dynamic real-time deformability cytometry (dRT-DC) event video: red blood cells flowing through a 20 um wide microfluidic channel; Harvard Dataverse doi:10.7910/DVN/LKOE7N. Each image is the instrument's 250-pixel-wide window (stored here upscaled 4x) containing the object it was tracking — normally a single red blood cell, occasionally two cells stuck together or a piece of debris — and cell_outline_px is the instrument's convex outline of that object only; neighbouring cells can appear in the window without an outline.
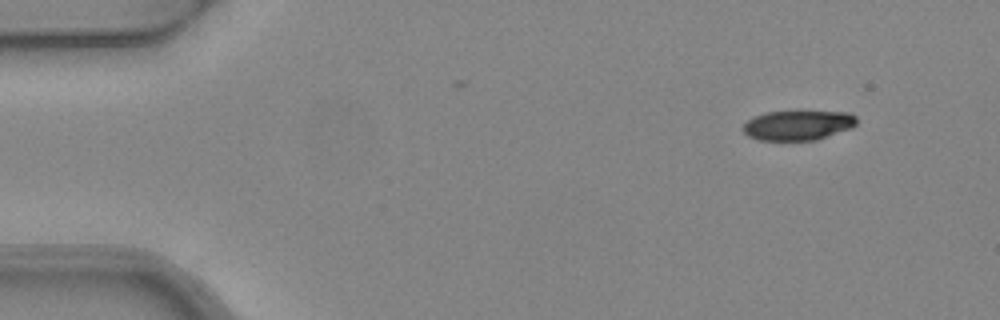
{"species": "common noctule bat (a hibernating species)", "species_latin": "Nyctalus noctula", "temperature_condition": "warm", "stored_images_in_passage": 4, "camera_frame_rate_fps": 3000, "um_per_image_px": 0.085, "animal": {"sex": "female", "body_mass_g": 24.6, "forearm_length_mm": 56.2}, "frame": {"image": 1, "passage_image": 1, "time_ms": 0.0, "image_size_px": [1000, 320], "cell_outline_px": [[856, 124], [852, 128], [816, 140], [756, 140], [748, 136], [744, 132], [744, 124], [752, 116], [764, 112], [848, 112], [856, 116]], "centroid_in_image_um": [67.81, 10.65], "position_along_channel_um": 17.2, "area_um2": 19.65}}
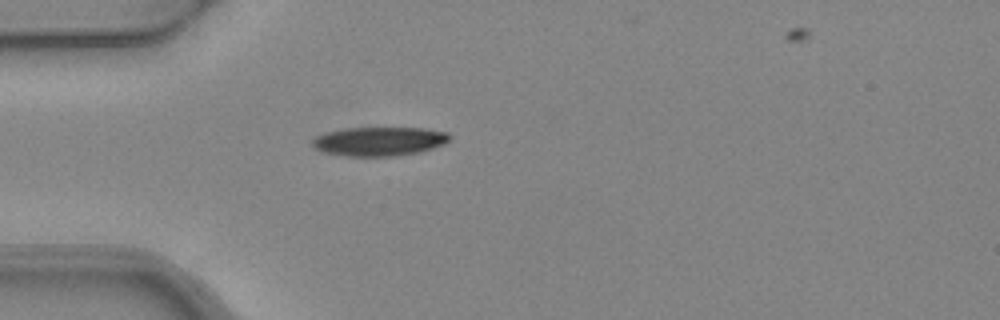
{"frame": {"image": 2, "passage_image": 4, "time_ms": 1.0, "image_size_px": [1000, 320], "cell_outline_px": [[452, 136], [444, 144], [420, 152], [396, 156], [348, 156], [324, 152], [316, 148], [312, 144], [312, 140], [316, 136], [324, 132], [344, 128], [424, 128], [448, 132]], "centroid_in_image_um": [32.25, 12.01], "position_along_channel_um": 52.8, "area_um2": 23.24}}